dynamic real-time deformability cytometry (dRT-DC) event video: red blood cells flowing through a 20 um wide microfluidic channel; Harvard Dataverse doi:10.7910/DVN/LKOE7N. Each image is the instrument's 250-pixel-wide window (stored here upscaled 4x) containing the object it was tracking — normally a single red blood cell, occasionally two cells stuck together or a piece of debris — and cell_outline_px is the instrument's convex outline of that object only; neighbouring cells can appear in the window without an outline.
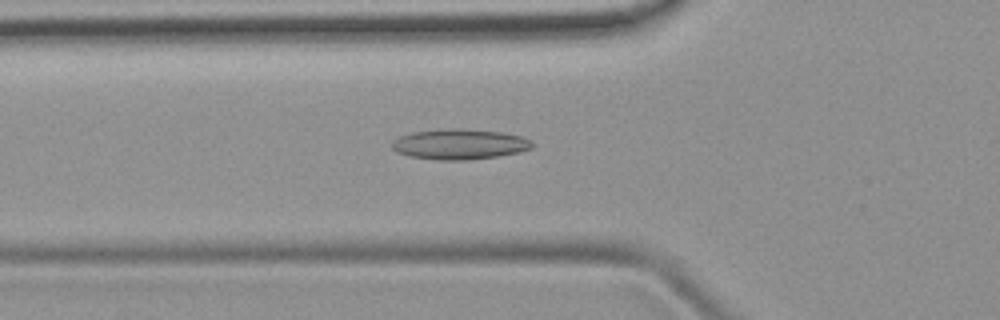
{"species": "common noctule bat (a hibernating species)", "species_latin": "Nyctalus noctula", "temperature_condition": "room temperature", "stored_images_in_passage": 28, "camera_frame_rate_fps": 3000, "um_per_image_px": 0.085, "animal": {"sex": "female", "body_mass_g": 19.9}, "frame": {"image": 1, "passage_image": 2, "time_ms": 0.333, "image_size_px": [1000, 320], "cell_outline_px": [[536, 144], [532, 148], [520, 152], [500, 156], [468, 160], [440, 160], [412, 156], [396, 152], [392, 148], [392, 140], [400, 136], [412, 132], [448, 128], [456, 128], [500, 132], [524, 136], [532, 140]], "centroid_in_image_um": [39.12, 12.25], "position_along_channel_um": 86.7, "area_um2": 25.03}}
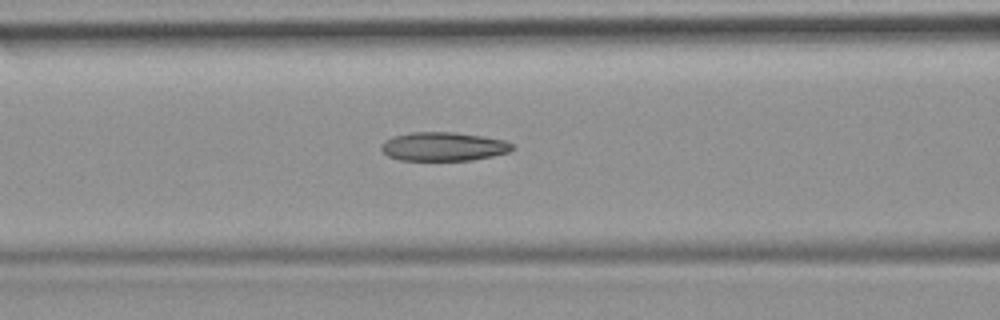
{"frame": {"image": 2, "passage_image": 5, "time_ms": 1.333, "image_size_px": [1000, 320], "cell_outline_px": [[516, 148], [508, 152], [492, 156], [472, 160], [400, 160], [388, 156], [380, 148], [384, 140], [392, 136], [412, 132], [456, 132], [484, 136], [504, 140], [512, 144]], "centroid_in_image_um": [37.69, 12.45], "position_along_channel_um": 128.9, "area_um2": 22.08}}
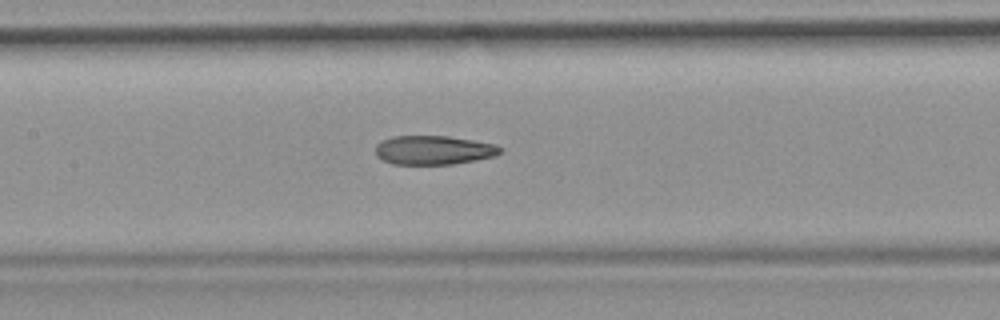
{"frame": {"image": 3, "passage_image": 8, "time_ms": 2.333, "image_size_px": [1000, 320], "cell_outline_px": [[504, 148], [496, 156], [476, 160], [452, 164], [392, 164], [376, 156], [376, 144], [380, 140], [392, 136], [448, 136], [496, 144]], "centroid_in_image_um": [36.86, 12.75], "position_along_channel_um": 170.5, "area_um2": 21.21}}